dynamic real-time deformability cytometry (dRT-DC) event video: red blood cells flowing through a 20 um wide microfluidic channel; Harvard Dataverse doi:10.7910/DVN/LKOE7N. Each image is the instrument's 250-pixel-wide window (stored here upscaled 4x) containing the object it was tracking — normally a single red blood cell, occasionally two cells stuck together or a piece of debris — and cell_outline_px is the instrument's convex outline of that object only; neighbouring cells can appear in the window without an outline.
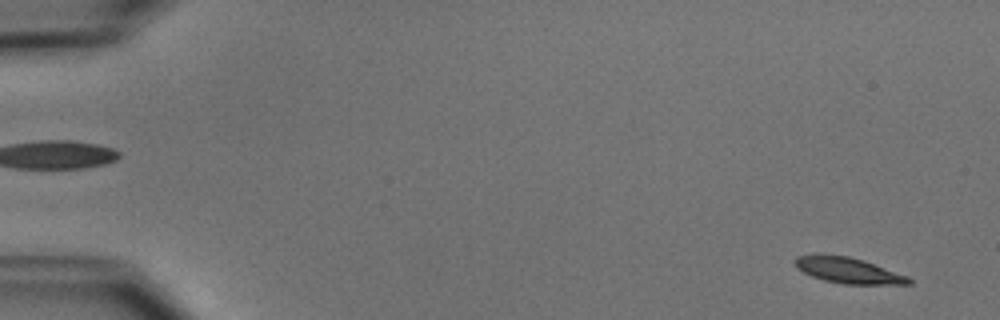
{"species": "common noctule bat (a hibernating species)", "species_latin": "Nyctalus noctula", "temperature_condition": "cold", "stored_images_in_passage": 52, "camera_frame_rate_fps": 3000, "um_per_image_px": 0.085, "animal": {"sex": "male", "body_mass_g": 15.6}, "frame": {"image": 1, "passage_image": 3, "time_ms": 0.667, "image_size_px": [1000, 320], "cell_outline_px": [[912, 284], [844, 284], [824, 280], [812, 276], [796, 268], [792, 260], [796, 256], [816, 252], [848, 256], [864, 260], [908, 276], [912, 280]], "centroid_in_image_um": [72.02, 22.94], "position_along_channel_um": 13.0, "area_um2": 17.51}}
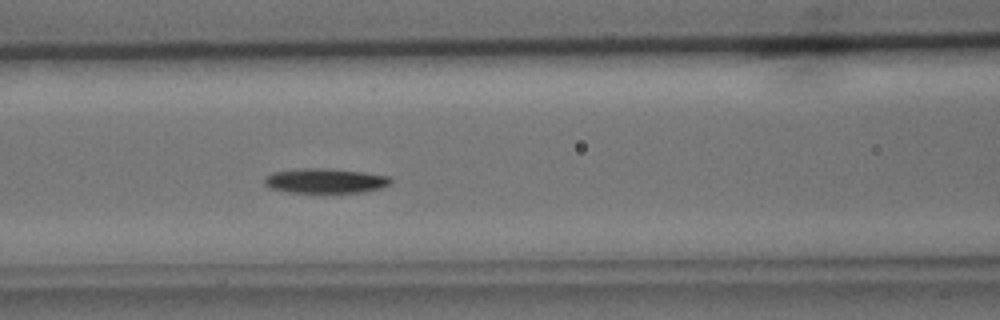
{"frame": {"image": 2, "passage_image": 23, "time_ms": 7.333, "image_size_px": [1000, 320], "cell_outline_px": [[392, 180], [388, 184], [380, 188], [364, 192], [288, 192], [268, 188], [264, 184], [264, 176], [272, 172], [300, 168], [324, 168], [364, 172], [388, 176]], "centroid_in_image_um": [27.58, 15.36], "position_along_channel_um": 139.0, "area_um2": 18.21}}
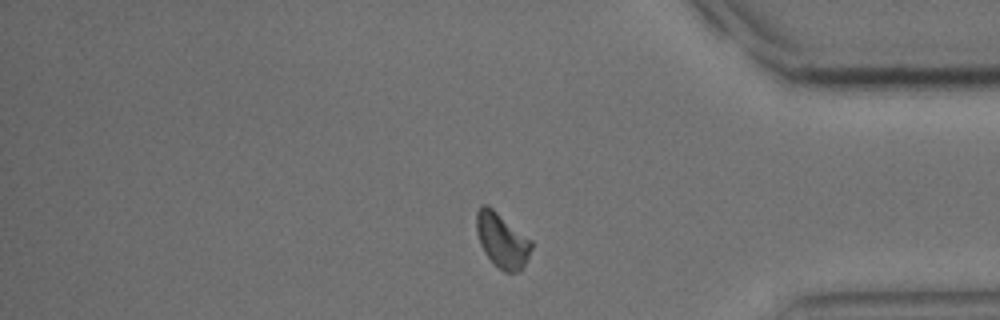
{"frame": {"image": 3, "passage_image": 44, "time_ms": 14.333, "image_size_px": [1000, 320], "cell_outline_px": [[532, 248], [520, 272], [504, 272], [484, 252], [480, 244], [476, 228], [476, 212], [484, 204], [492, 208], [532, 240]], "centroid_in_image_um": [42.68, 20.42], "position_along_channel_um": 392.5, "area_um2": 17.17}, "authors_computed_cell_mechanics": {"area_um2": 17.4556, "velocity_mm_per_s": 3.8934, "shape_relaxation_time_tau1_ms": 1.7096, "shape_relaxation_time_tau2_ms": null, "deformation_change_tau1": 0.1109, "deformation_change_tau2": null}}